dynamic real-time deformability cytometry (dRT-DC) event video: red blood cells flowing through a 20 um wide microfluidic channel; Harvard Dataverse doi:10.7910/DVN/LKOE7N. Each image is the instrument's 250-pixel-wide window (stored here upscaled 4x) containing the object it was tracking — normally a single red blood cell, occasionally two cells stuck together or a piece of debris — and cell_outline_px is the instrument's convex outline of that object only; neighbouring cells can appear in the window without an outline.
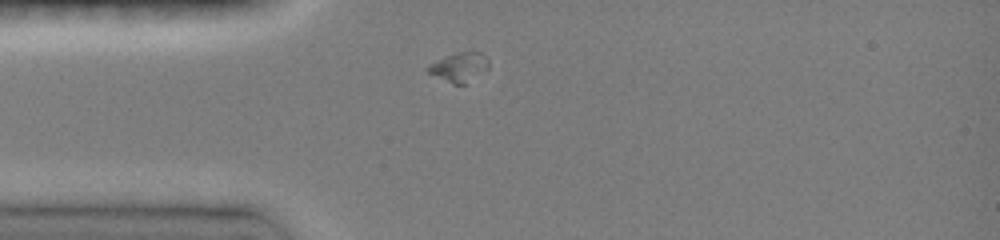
{"species": "common noctule bat (a hibernating species)", "species_latin": "Nyctalus noctula", "temperature_condition": "room temperature", "stored_images_in_passage": 9, "camera_frame_rate_fps": 3000, "um_per_image_px": 0.085, "animal": {"sex": "female", "body_mass_g": 19.0, "forearm_length_mm": 51.5}, "frame": {"image": 1, "passage_image": 1, "time_ms": 0.0, "image_size_px": [1000, 240], "cell_outline_px": [[488, 68], [464, 84], [452, 84], [428, 72], [424, 68], [428, 64], [448, 56], [460, 52], [480, 52], [488, 56]], "centroid_in_image_um": [39.03, 5.7], "position_along_channel_um": 46.0, "area_um2": 10.12}}
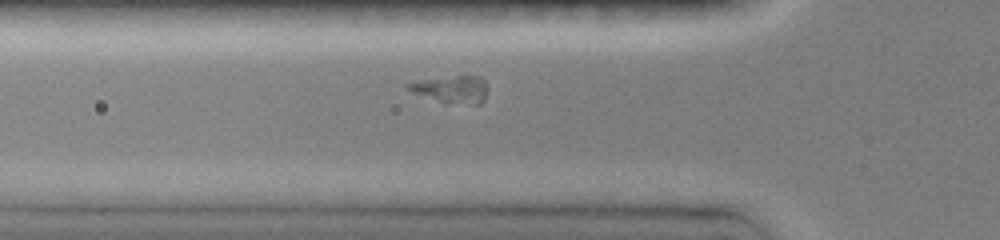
{"frame": {"image": 2, "passage_image": 5, "time_ms": 1.333, "image_size_px": [1000, 240], "cell_outline_px": [[484, 100], [480, 104], [444, 104], [412, 92], [404, 88], [404, 84], [416, 80], [456, 76], [480, 76], [484, 80]], "centroid_in_image_um": [38.28, 7.61], "position_along_channel_um": 87.5, "area_um2": 12.77}}
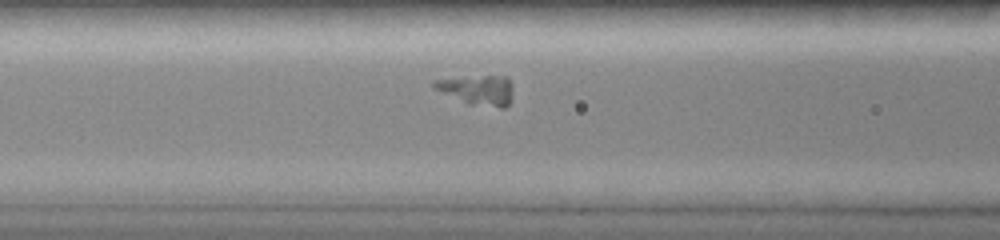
{"frame": {"image": 3, "passage_image": 8, "time_ms": 2.333, "image_size_px": [1000, 240], "cell_outline_px": [[512, 96], [508, 104], [504, 108], [500, 108], [468, 104], [432, 88], [432, 80], [484, 76], [508, 76], [512, 88]], "centroid_in_image_um": [40.6, 7.66], "position_along_channel_um": 126.0, "area_um2": 13.7}}